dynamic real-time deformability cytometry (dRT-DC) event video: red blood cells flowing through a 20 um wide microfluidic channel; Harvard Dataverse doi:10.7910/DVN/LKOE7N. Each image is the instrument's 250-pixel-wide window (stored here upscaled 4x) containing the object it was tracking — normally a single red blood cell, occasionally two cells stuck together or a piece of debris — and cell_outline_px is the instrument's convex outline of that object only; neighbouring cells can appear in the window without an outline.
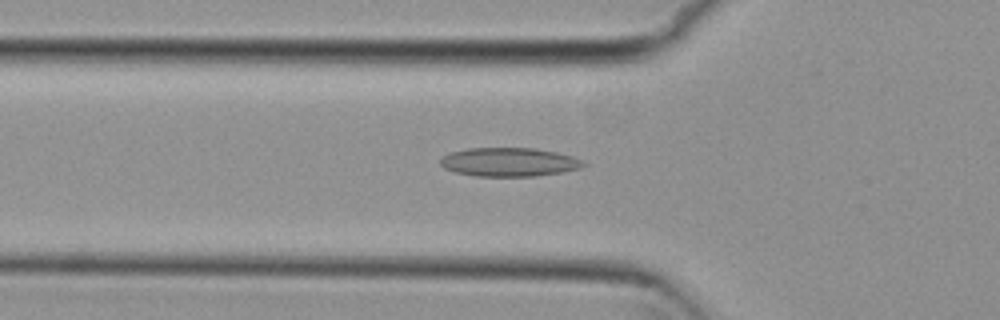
{"species": "common noctule bat (a hibernating species)", "species_latin": "Nyctalus noctula", "temperature_condition": "cold", "stored_images_in_passage": 54, "camera_frame_rate_fps": 3000, "um_per_image_px": 0.085, "animal": {"sex": "female", "body_mass_g": 29.2, "forearm_length_mm": 56.3}, "frame": {"image": 1, "passage_image": 18, "time_ms": 5.667, "image_size_px": [1000, 320], "cell_outline_px": [[588, 164], [580, 168], [560, 172], [536, 176], [476, 176], [456, 172], [444, 168], [440, 164], [440, 160], [444, 156], [452, 152], [468, 148], [536, 148], [556, 152], [572, 156]], "centroid_in_image_um": [43.28, 13.77], "position_along_channel_um": 82.5, "area_um2": 23.81}}
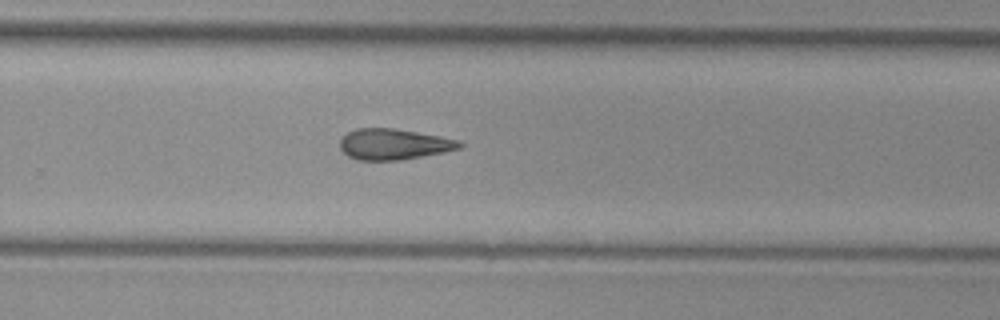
{"frame": {"image": 2, "passage_image": 35, "time_ms": 11.333, "image_size_px": [1000, 320], "cell_outline_px": [[464, 144], [460, 148], [444, 152], [400, 160], [356, 160], [348, 156], [340, 148], [340, 136], [356, 128], [396, 128], [440, 136], [460, 140]], "centroid_in_image_um": [33.45, 12.25], "position_along_channel_um": 296.3, "area_um2": 21.68}}
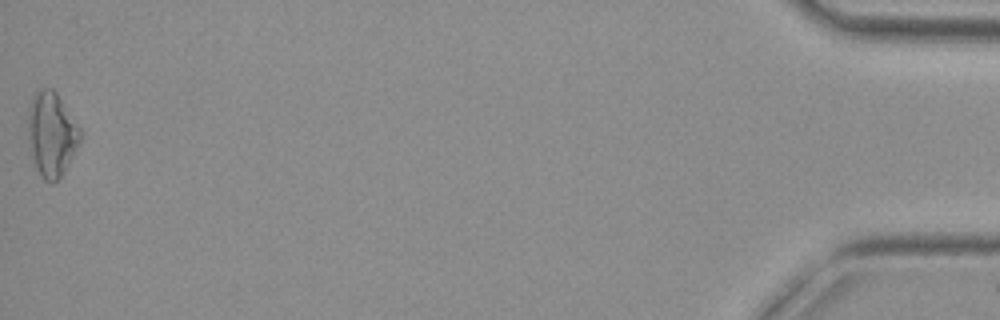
{"frame": {"image": 3, "passage_image": 54, "time_ms": 17.667, "image_size_px": [1000, 320], "cell_outline_px": [[80, 140], [64, 172], [52, 184], [44, 180], [40, 176], [36, 168], [32, 152], [28, 132], [28, 108], [32, 96], [40, 88], [52, 88], [56, 92], [80, 128]], "centroid_in_image_um": [4.37, 11.39], "position_along_channel_um": 430.8, "area_um2": 25.26}, "authors_computed_cell_mechanics": {"area_um2": 22.4553, "velocity_mm_per_s": 3.7658, "shape_relaxation_time_tau1_ms": null, "shape_relaxation_time_tau2_ms": 8.8003, "deformation_change_tau1": null, "deformation_change_tau2": 0.2075}}